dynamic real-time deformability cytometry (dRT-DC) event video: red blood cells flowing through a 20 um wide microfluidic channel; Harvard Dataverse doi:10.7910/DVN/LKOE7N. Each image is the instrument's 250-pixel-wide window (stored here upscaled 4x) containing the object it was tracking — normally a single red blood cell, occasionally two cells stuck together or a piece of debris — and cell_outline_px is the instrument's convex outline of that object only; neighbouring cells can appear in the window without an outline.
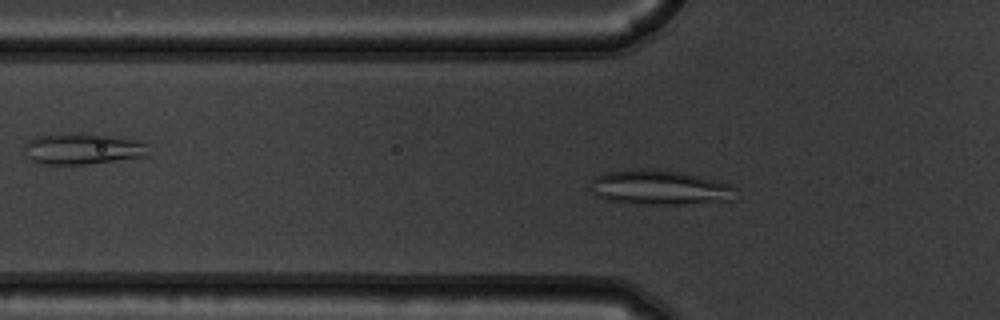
{"species": "common noctule bat (a hibernating species)", "species_latin": "Nyctalus noctula", "temperature_condition": "warm", "stored_images_in_passage": 53, "camera_frame_rate_fps": 3000, "um_per_image_px": 0.085, "animal": {"sex": "male", "body_mass_g": 19.5, "forearm_length_mm": 54.6}, "frame": {"image": 1, "passage_image": 17, "time_ms": 5.333, "image_size_px": [1000, 320], "cell_outline_px": [[736, 188], [728, 200], [684, 204], [628, 204], [608, 200], [596, 196], [588, 188], [592, 176], [608, 172], [636, 168], [652, 168], [680, 172], [732, 184]], "centroid_in_image_um": [55.94, 15.93], "position_along_channel_um": 69.9, "area_um2": 29.59}}
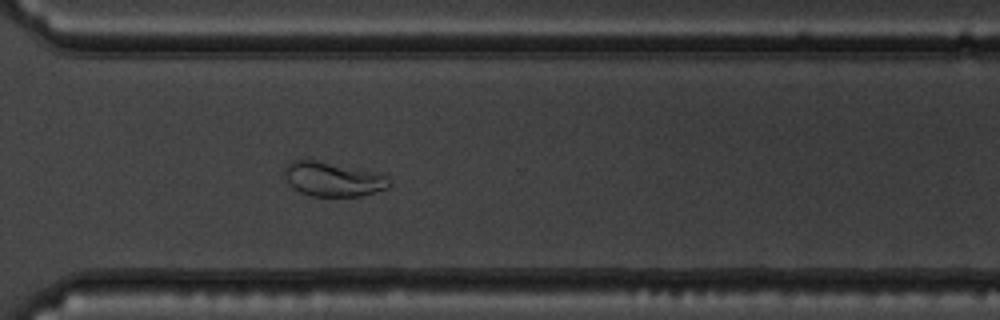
{"frame": {"image": 2, "passage_image": 39, "time_ms": 12.667, "image_size_px": [1000, 320], "cell_outline_px": [[392, 184], [388, 188], [360, 196], [312, 196], [300, 192], [288, 184], [284, 176], [284, 168], [292, 160], [312, 160], [376, 172], [388, 176]], "centroid_in_image_um": [28.3, 15.24], "position_along_channel_um": 342.3, "area_um2": 20.87}}
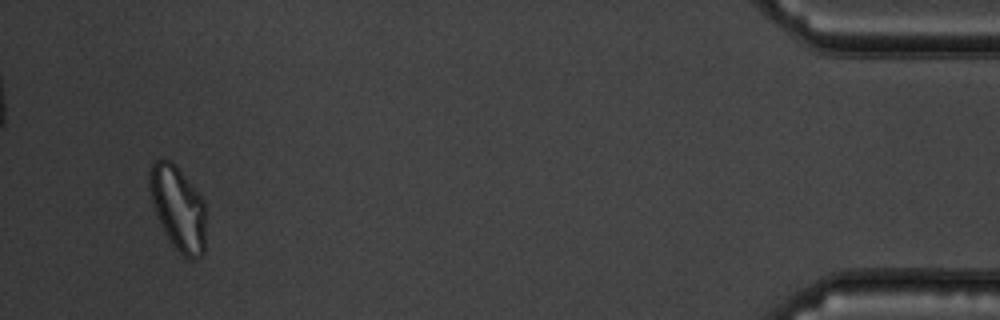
{"frame": {"image": 3, "passage_image": 51, "time_ms": 16.667, "image_size_px": [1000, 320], "cell_outline_px": [[204, 252], [196, 260], [188, 260], [172, 244], [160, 224], [152, 204], [148, 188], [148, 172], [152, 164], [156, 160], [168, 160], [176, 164], [204, 200]], "centroid_in_image_um": [15.11, 17.68], "position_along_channel_um": 420.1, "area_um2": 27.69}, "authors_computed_cell_mechanics": {"area_um2": 26.0678, "velocity_mm_per_s": 3.7176, "shape_relaxation_time_tau1_ms": 8.7549, "shape_relaxation_time_tau2_ms": 1.3551, "deformation_change_tau1": 0.1732, "deformation_change_tau2": 0.053}}